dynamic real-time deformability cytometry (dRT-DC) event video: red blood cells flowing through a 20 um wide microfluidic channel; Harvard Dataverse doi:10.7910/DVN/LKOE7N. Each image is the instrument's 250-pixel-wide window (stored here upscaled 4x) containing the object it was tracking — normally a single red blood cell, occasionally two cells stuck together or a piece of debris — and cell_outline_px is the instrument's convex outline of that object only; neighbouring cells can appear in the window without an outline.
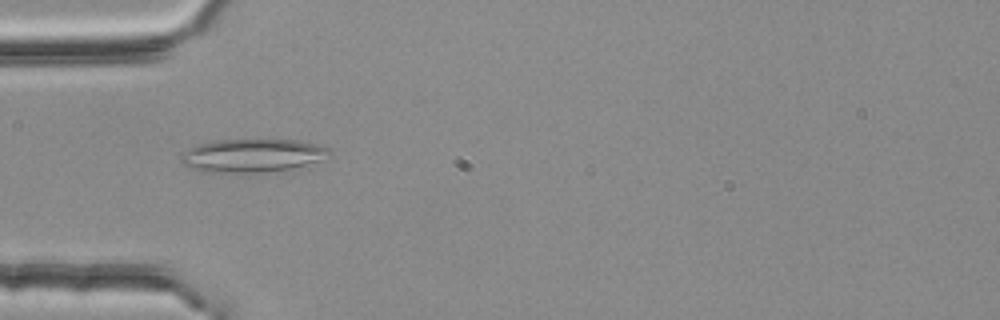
{"species": "common noctule bat (a hibernating species)", "species_latin": "Nyctalus noctula", "temperature_condition": "room temperature", "stored_images_in_passage": 40, "camera_frame_rate_fps": 3000, "um_per_image_px": 0.085, "animal": {"sex": "female", "body_mass_g": 25.1}, "frame": {"image": 1, "passage_image": 3, "time_ms": 0.667, "image_size_px": [1000, 320], "cell_outline_px": [[332, 152], [320, 160], [292, 168], [260, 172], [204, 172], [192, 168], [184, 164], [180, 160], [180, 156], [188, 148], [200, 144], [216, 140], [296, 140], [316, 144], [332, 148]], "centroid_in_image_um": [21.44, 13.21], "position_along_channel_um": 63.6, "area_um2": 28.44}}
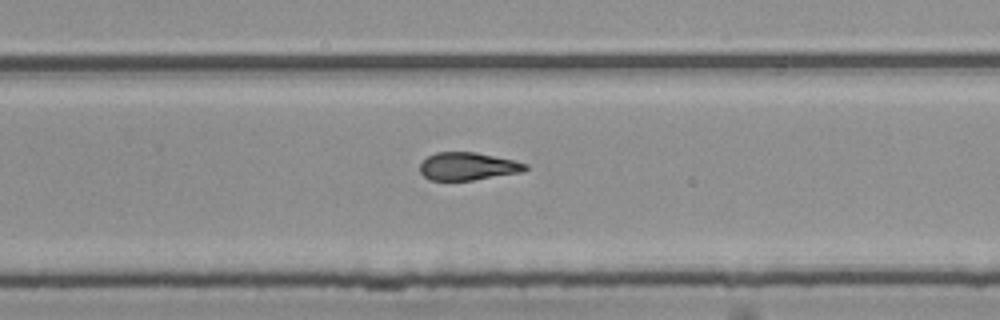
{"frame": {"image": 2, "passage_image": 21, "time_ms": 6.667, "image_size_px": [1000, 320], "cell_outline_px": [[528, 168], [524, 172], [472, 180], [428, 180], [420, 172], [420, 164], [428, 156], [436, 152], [476, 152], [516, 160], [528, 164]], "centroid_in_image_um": [39.8, 14.13], "position_along_channel_um": 290.0, "area_um2": 17.22}}
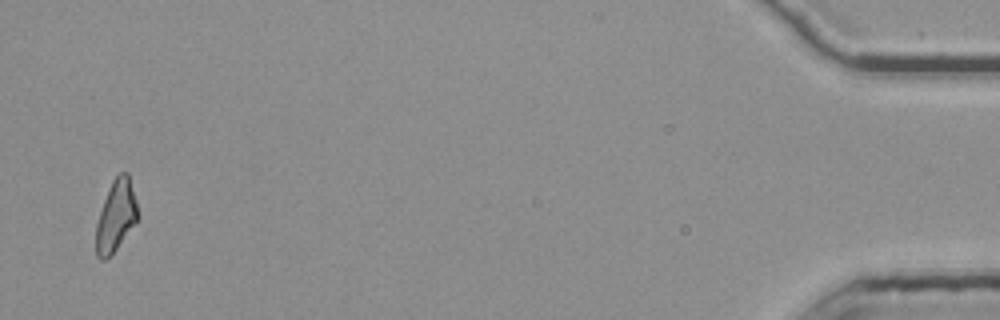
{"frame": {"image": 3, "passage_image": 39, "time_ms": 12.667, "image_size_px": [1000, 320], "cell_outline_px": [[140, 216], [112, 256], [104, 260], [100, 260], [96, 256], [96, 224], [108, 188], [112, 180], [120, 172], [128, 172], [136, 200]], "centroid_in_image_um": [9.86, 18.37], "position_along_channel_um": 425.3, "area_um2": 17.57}, "authors_computed_cell_mechanics": {"area_um2": 17.6579, "velocity_mm_per_s": 3.7904, "shape_relaxation_time_tau1_ms": null, "shape_relaxation_time_tau2_ms": 3.2121, "deformation_change_tau1": null, "deformation_change_tau2": 0.1241}}